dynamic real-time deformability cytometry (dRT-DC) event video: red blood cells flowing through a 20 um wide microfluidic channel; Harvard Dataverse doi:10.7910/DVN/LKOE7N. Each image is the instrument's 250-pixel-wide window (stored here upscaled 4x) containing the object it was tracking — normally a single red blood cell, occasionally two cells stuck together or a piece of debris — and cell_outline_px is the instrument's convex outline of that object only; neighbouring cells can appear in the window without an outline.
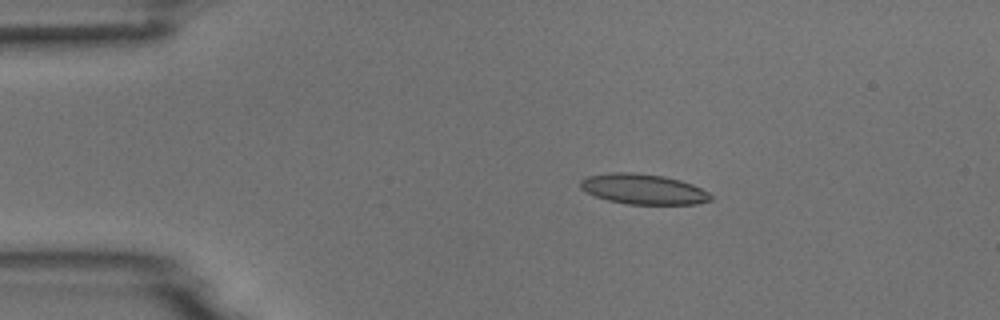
{"species": "common noctule bat (a hibernating species)", "species_latin": "Nyctalus noctula", "temperature_condition": "room temperature", "stored_images_in_passage": 5, "camera_frame_rate_fps": 3000, "um_per_image_px": 0.085, "animal": {"sex": "male", "body_mass_g": 18.8}, "frame": {"image": 1, "passage_image": 3, "time_ms": 2.333, "image_size_px": [1000, 320], "cell_outline_px": [[712, 200], [696, 204], [628, 204], [608, 200], [596, 196], [580, 188], [580, 180], [588, 176], [616, 172], [632, 172], [664, 176], [680, 180], [692, 184], [708, 192], [712, 196]], "centroid_in_image_um": [54.7, 16.07], "position_along_channel_um": 30.3, "area_um2": 22.83}}
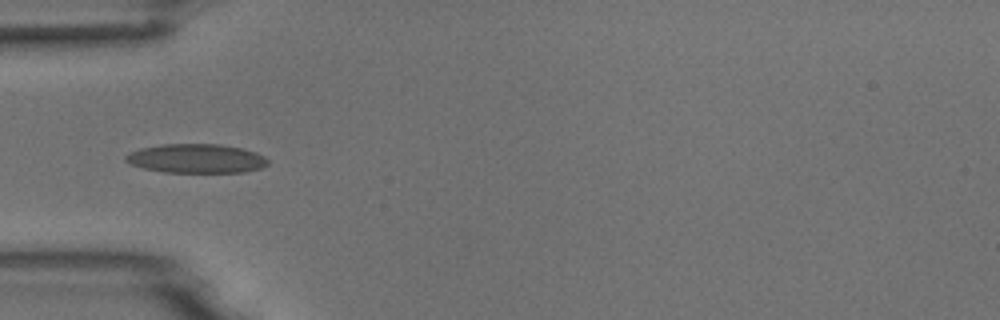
{"frame": {"image": 2, "passage_image": 5, "time_ms": 4.667, "image_size_px": [1000, 320], "cell_outline_px": [[268, 164], [260, 168], [244, 172], [164, 172], [144, 168], [132, 164], [124, 160], [124, 156], [140, 148], [160, 144], [220, 144], [240, 148], [256, 152], [264, 156], [268, 160]], "centroid_in_image_um": [16.69, 13.47], "position_along_channel_um": 68.3, "area_um2": 23.99}}